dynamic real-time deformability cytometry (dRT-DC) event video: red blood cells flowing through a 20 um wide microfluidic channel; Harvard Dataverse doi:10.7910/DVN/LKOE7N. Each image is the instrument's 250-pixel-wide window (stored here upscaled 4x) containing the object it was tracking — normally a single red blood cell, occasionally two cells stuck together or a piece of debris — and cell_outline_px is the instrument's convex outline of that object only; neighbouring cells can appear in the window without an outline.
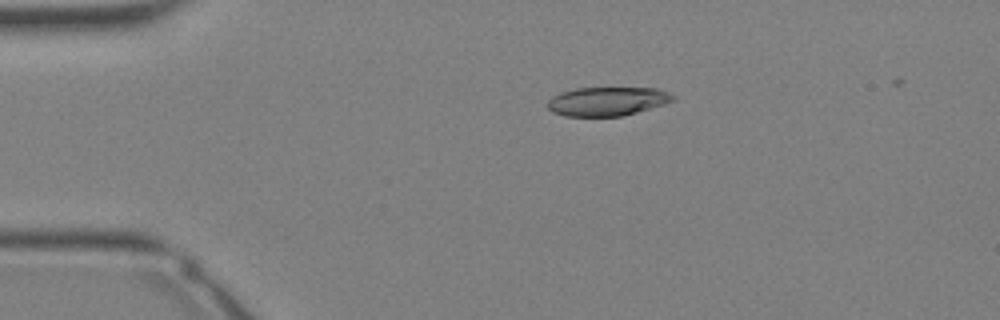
{"species": "Egyptian fruit bat (a non-hibernating species)", "species_latin": "Rousettus aegyptiacus", "temperature_condition": "warm", "stored_images_in_passage": 30, "camera_frame_rate_fps": 3000, "um_per_image_px": 0.085, "animal": {"sex": "female"}, "frame": {"image": 1, "passage_image": 3, "time_ms": 0.667, "image_size_px": [1000, 320], "cell_outline_px": [[676, 100], [664, 104], [624, 116], [564, 116], [552, 112], [548, 108], [548, 100], [552, 96], [560, 92], [576, 88], [656, 88], [668, 92], [676, 96]], "centroid_in_image_um": [51.62, 8.61], "position_along_channel_um": 33.4, "area_um2": 21.21}}
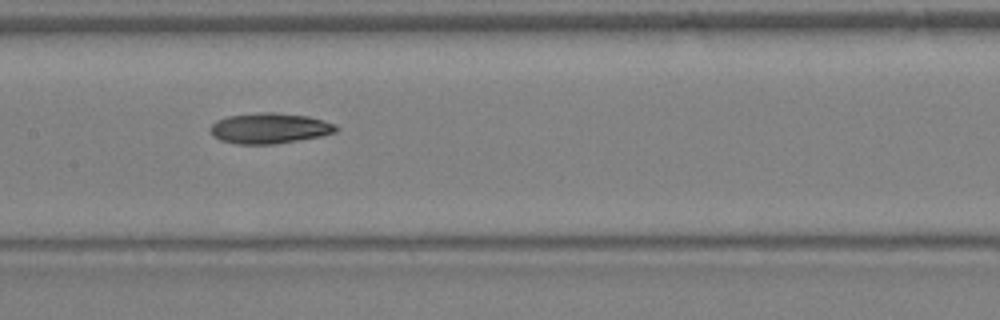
{"frame": {"image": 2, "passage_image": 13, "time_ms": 4.0, "image_size_px": [1000, 320], "cell_outline_px": [[340, 128], [336, 132], [320, 136], [272, 144], [236, 144], [220, 140], [212, 136], [208, 128], [216, 120], [228, 116], [260, 112], [272, 112], [308, 116], [336, 124]], "centroid_in_image_um": [22.88, 10.9], "position_along_channel_um": 184.5, "area_um2": 22.43}}
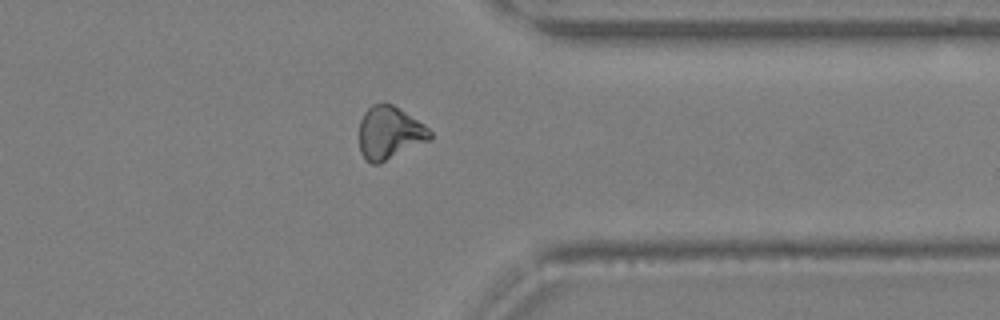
{"frame": {"image": 3, "passage_image": 23, "time_ms": 7.333, "image_size_px": [1000, 320], "cell_outline_px": [[432, 140], [380, 164], [372, 164], [364, 160], [360, 152], [360, 120], [364, 112], [372, 104], [392, 104], [424, 124], [432, 132]], "centroid_in_image_um": [33.13, 11.33], "position_along_channel_um": 378.3, "area_um2": 22.08}}